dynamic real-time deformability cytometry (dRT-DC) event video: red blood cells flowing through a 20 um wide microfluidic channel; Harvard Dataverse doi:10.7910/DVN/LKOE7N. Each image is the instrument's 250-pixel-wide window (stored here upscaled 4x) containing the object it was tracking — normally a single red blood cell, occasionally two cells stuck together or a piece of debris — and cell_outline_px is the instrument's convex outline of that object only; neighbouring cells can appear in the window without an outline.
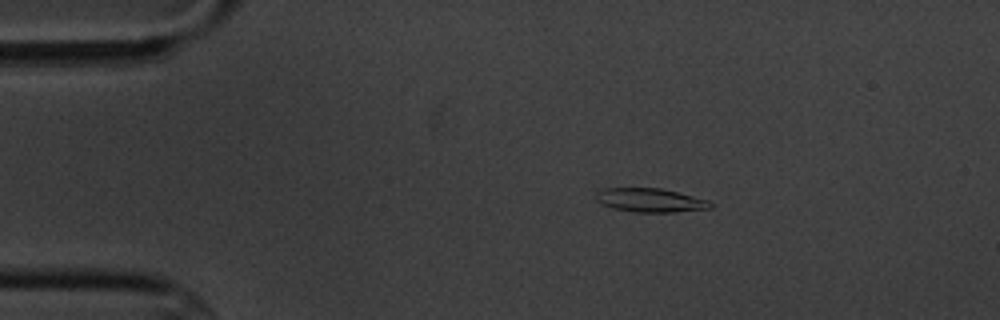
{"species": "common noctule bat (a hibernating species)", "species_latin": "Nyctalus noctula", "temperature_condition": "cold", "stored_images_in_passage": 8, "camera_frame_rate_fps": 3000, "um_per_image_px": 0.085, "animal": {"sex": "male", "body_mass_g": 20.1, "forearm_length_mm": 53.5}, "frame": {"image": 1, "passage_image": 2, "time_ms": 1.0, "image_size_px": [1000, 320], "cell_outline_px": [[712, 208], [676, 212], [632, 212], [612, 208], [596, 200], [596, 192], [604, 188], [660, 188], [708, 200], [712, 204]], "centroid_in_image_um": [55.26, 17.02], "position_along_channel_um": 29.7, "area_um2": 15.78}}
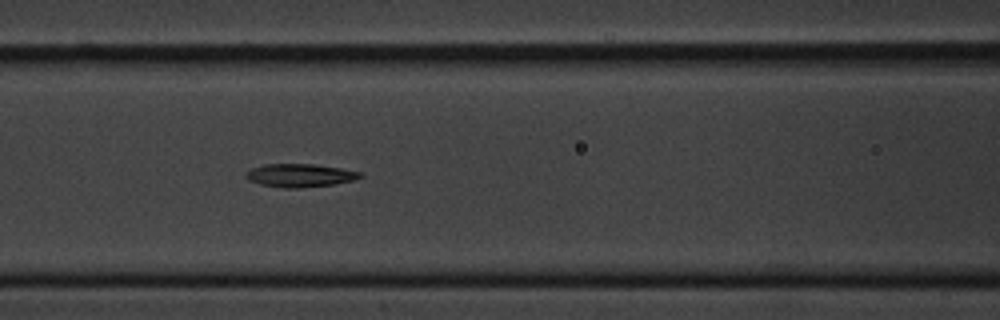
{"frame": {"image": 2, "passage_image": 6, "time_ms": 5.667, "image_size_px": [1000, 320], "cell_outline_px": [[364, 176], [352, 180], [332, 184], [300, 188], [284, 188], [260, 184], [248, 180], [244, 176], [244, 172], [252, 168], [264, 164], [316, 164], [340, 168], [360, 172]], "centroid_in_image_um": [25.44, 14.9], "position_along_channel_um": 141.2, "area_um2": 15.43}}
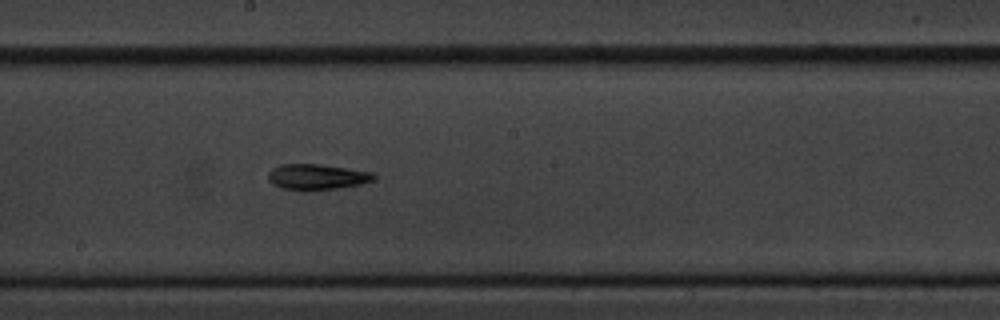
{"frame": {"image": 3, "passage_image": 8, "time_ms": 8.0, "image_size_px": [1000, 320], "cell_outline_px": [[376, 176], [372, 180], [360, 184], [336, 188], [308, 192], [300, 192], [284, 188], [272, 184], [268, 180], [268, 172], [272, 168], [280, 164], [320, 164], [372, 172]], "centroid_in_image_um": [26.87, 15.05], "position_along_channel_um": 221.3, "area_um2": 16.01}}